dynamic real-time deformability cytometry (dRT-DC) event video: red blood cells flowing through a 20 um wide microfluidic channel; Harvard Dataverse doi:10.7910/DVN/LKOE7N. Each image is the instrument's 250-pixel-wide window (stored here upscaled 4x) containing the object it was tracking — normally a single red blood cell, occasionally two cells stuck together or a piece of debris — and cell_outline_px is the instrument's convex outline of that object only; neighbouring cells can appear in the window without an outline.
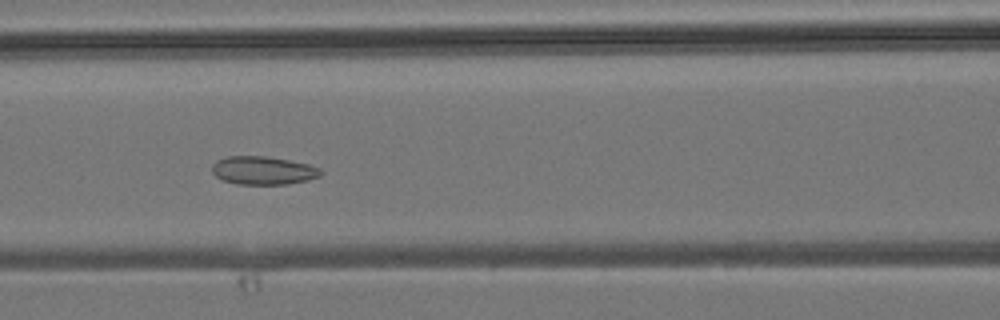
{"species": "common noctule bat (a hibernating species)", "species_latin": "Nyctalus noctula", "temperature_condition": "room temperature", "stored_images_in_passage": 46, "camera_frame_rate_fps": 3000, "um_per_image_px": 0.085, "animal": {"sex": "male", "body_mass_g": 19.2, "forearm_length_mm": 51.8}, "frame": {"image": 1, "passage_image": 20, "time_ms": 6.333, "image_size_px": [1000, 320], "cell_outline_px": [[324, 172], [320, 176], [308, 180], [288, 184], [236, 184], [224, 180], [216, 176], [212, 172], [212, 164], [216, 160], [228, 156], [264, 156], [288, 160], [308, 164], [320, 168]], "centroid_in_image_um": [22.37, 14.49], "position_along_channel_um": 144.2, "area_um2": 17.92}}
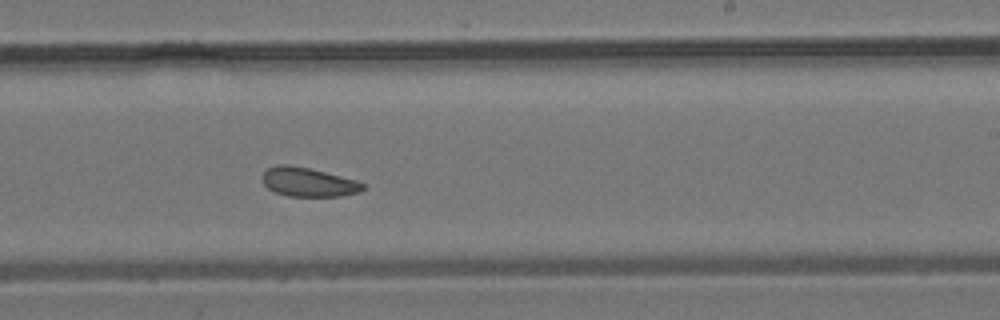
{"frame": {"image": 2, "passage_image": 28, "time_ms": 9.0, "image_size_px": [1000, 320], "cell_outline_px": [[368, 184], [360, 192], [340, 196], [288, 196], [276, 192], [268, 188], [264, 184], [260, 176], [268, 168], [280, 164], [288, 164], [308, 168], [356, 180]], "centroid_in_image_um": [26.21, 15.48], "position_along_channel_um": 262.8, "area_um2": 16.99}}
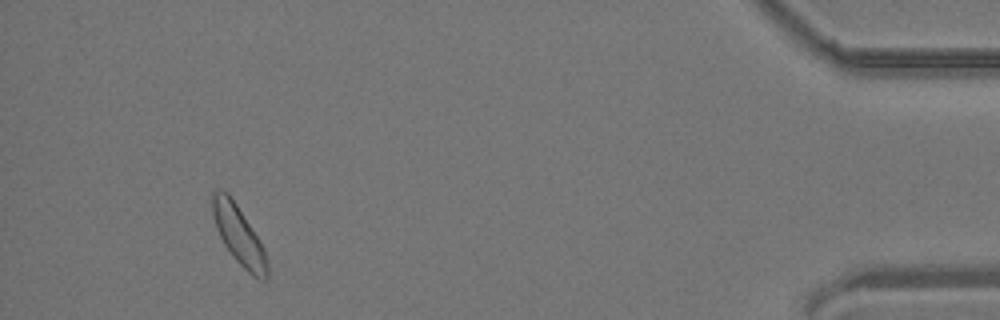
{"frame": {"image": 3, "passage_image": 43, "time_ms": 14.0, "image_size_px": [1000, 320], "cell_outline_px": [[268, 276], [264, 280], [252, 276], [232, 256], [224, 244], [216, 228], [212, 216], [212, 192], [228, 192], [236, 204], [264, 248], [268, 260]], "centroid_in_image_um": [20.3, 20.03], "position_along_channel_um": 414.9, "area_um2": 18.38}}